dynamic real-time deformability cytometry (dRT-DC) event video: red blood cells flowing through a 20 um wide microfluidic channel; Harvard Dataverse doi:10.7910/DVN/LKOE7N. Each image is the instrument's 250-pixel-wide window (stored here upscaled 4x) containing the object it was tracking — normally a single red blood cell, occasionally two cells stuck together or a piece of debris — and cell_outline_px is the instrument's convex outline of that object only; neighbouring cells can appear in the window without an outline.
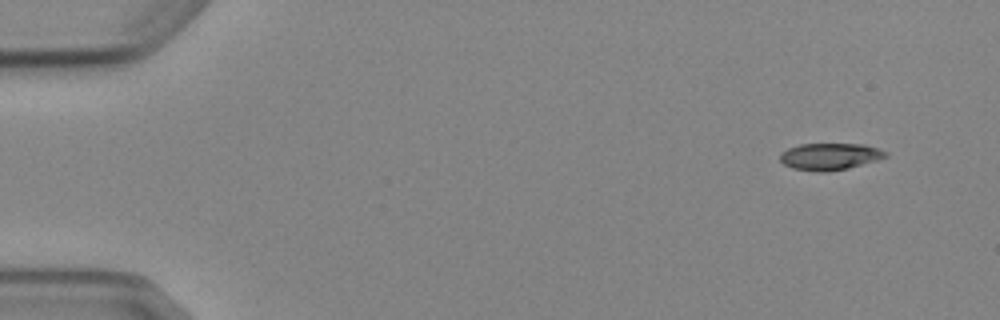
{"species": "Egyptian fruit bat (a non-hibernating species)", "species_latin": "Rousettus aegyptiacus", "temperature_condition": "cold", "stored_images_in_passage": 4, "camera_frame_rate_fps": 3000, "um_per_image_px": 0.085, "animal": {"sex": "female"}, "frame": {"image": 1, "passage_image": 1, "time_ms": 0.0, "image_size_px": [1000, 320], "cell_outline_px": [[888, 156], [876, 160], [848, 168], [824, 172], [816, 172], [792, 168], [784, 164], [780, 160], [780, 152], [788, 148], [800, 144], [864, 144], [880, 148], [888, 152]], "centroid_in_image_um": [70.54, 13.29], "position_along_channel_um": 14.5, "area_um2": 16.59}}
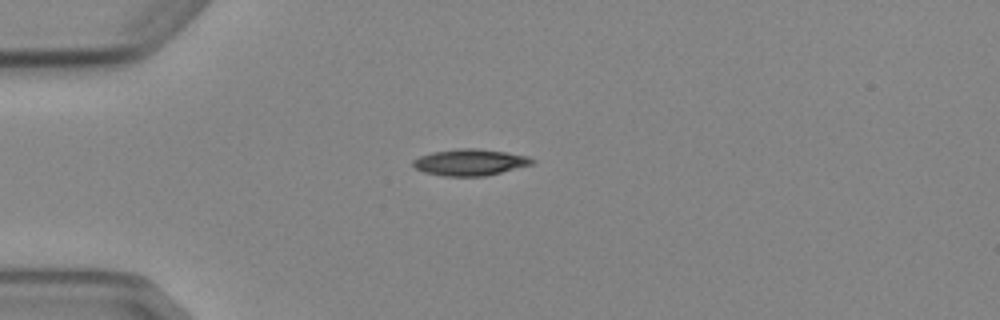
{"frame": {"image": 2, "passage_image": 4, "time_ms": 3.333, "image_size_px": [1000, 320], "cell_outline_px": [[536, 160], [532, 164], [484, 176], [444, 176], [424, 172], [416, 168], [412, 164], [412, 160], [420, 156], [432, 152], [460, 148], [476, 148], [504, 152], [528, 156]], "centroid_in_image_um": [39.93, 13.79], "position_along_channel_um": 45.1, "area_um2": 18.15}}